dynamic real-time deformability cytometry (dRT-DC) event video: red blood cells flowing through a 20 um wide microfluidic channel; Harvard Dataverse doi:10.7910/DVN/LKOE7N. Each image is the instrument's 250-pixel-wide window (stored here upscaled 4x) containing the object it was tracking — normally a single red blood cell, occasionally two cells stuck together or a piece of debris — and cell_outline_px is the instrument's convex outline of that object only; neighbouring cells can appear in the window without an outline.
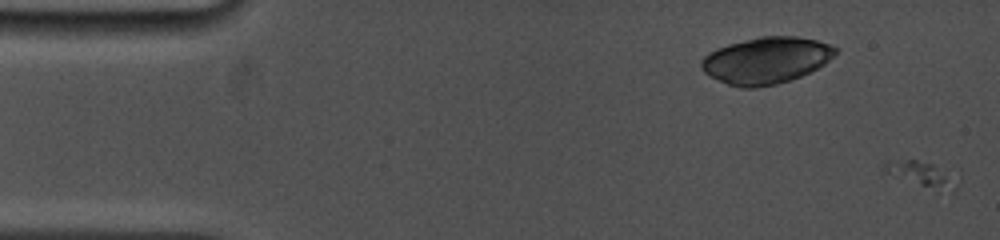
{"species": "common noctule bat (a hibernating species)", "species_latin": "Nyctalus noctula", "temperature_condition": "cold", "stored_images_in_passage": 93, "camera_frame_rate_fps": 5000, "um_per_image_px": 0.085, "animal": {"sex": "female", "body_mass_g": 19.0, "forearm_length_mm": 53.3}, "frame": {"image": 1, "passage_image": 1, "time_ms": 0.0, "image_size_px": [1000, 240], "cell_outline_px": [[960, 180], [956, 192], [936, 192], [884, 172], [880, 164], [884, 160], [916, 160], [960, 168]], "centroid_in_image_um": [78.61, 14.81], "position_along_channel_um": 6.4, "area_um2": 12.54}}
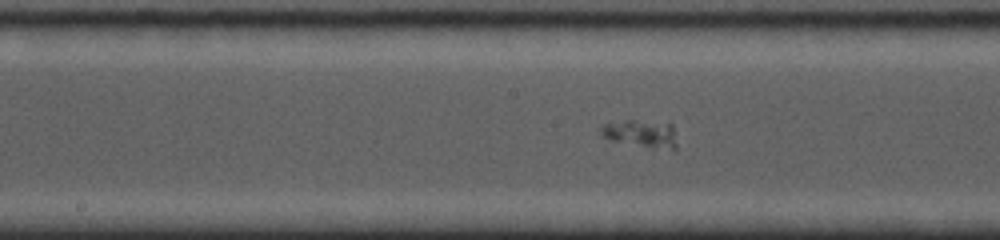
{"frame": {"image": 2, "passage_image": 45, "time_ms": 8.4, "image_size_px": [1000, 240], "cell_outline_px": [[676, 152], [652, 148], [612, 140], [600, 136], [600, 128], [604, 124], [624, 120], [668, 120], [672, 124], [676, 144]], "centroid_in_image_um": [54.57, 11.34], "position_along_channel_um": 193.6, "area_um2": 12.77}}
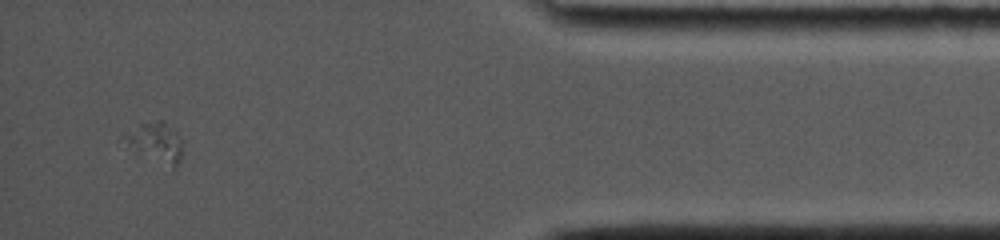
{"frame": {"image": 3, "passage_image": 93, "time_ms": 15.4, "image_size_px": [1000, 240], "cell_outline_px": [[180, 160], [176, 168], [172, 172], [136, 156], [116, 144], [124, 136], [140, 124], [160, 120], [164, 120], [176, 132], [180, 140]], "centroid_in_image_um": [13.1, 12.25], "position_along_channel_um": 422.1, "area_um2": 14.91}}